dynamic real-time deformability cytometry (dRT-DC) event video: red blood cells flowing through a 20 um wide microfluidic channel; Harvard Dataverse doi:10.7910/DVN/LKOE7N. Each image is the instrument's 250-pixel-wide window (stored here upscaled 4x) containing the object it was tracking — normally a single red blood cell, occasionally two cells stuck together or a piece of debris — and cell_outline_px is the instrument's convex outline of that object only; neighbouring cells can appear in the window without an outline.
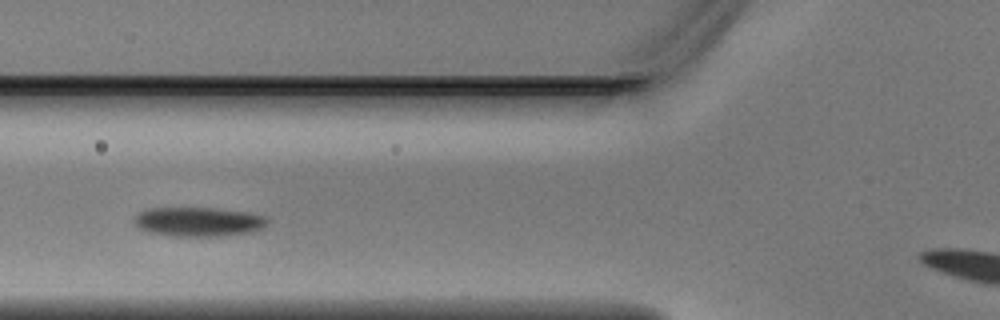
{"species": "Egyptian fruit bat (a non-hibernating species)", "species_latin": "Rousettus aegyptiacus", "temperature_condition": "warm", "stored_images_in_passage": 5, "camera_frame_rate_fps": 3000, "um_per_image_px": 0.085, "animal": {"sex": "male"}, "frame": {"image": 1, "passage_image": 5, "time_ms": 1.333, "image_size_px": [1000, 320], "cell_outline_px": [[268, 220], [260, 228], [248, 232], [220, 236], [172, 236], [148, 232], [140, 228], [132, 220], [140, 212], [148, 208], [216, 208], [248, 212], [264, 216]], "centroid_in_image_um": [16.82, 18.84], "position_along_channel_um": 109.0, "area_um2": 22.48}}